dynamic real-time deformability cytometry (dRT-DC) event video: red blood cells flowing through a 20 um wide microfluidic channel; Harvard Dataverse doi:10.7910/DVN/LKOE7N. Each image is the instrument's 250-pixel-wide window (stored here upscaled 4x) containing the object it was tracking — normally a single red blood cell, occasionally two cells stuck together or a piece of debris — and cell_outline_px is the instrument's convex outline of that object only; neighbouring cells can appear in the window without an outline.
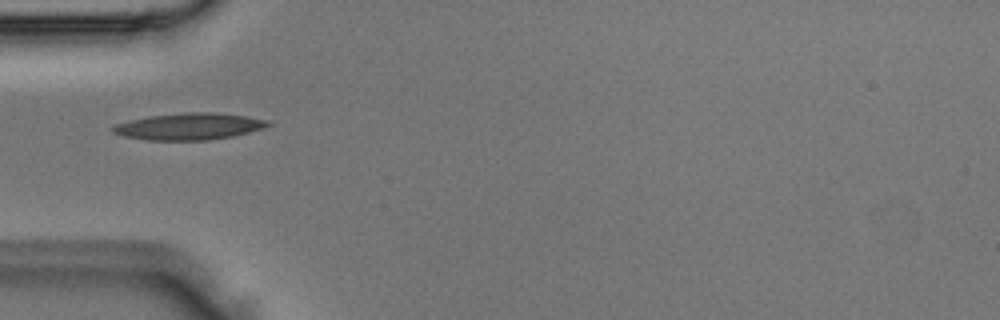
{"species": "Egyptian fruit bat (a non-hibernating species)", "species_latin": "Rousettus aegyptiacus", "temperature_condition": "room temperature", "stored_images_in_passage": 3, "camera_frame_rate_fps": 3000, "um_per_image_px": 0.085, "animal": {"sex": "male"}, "frame": {"image": 1, "passage_image": 2, "time_ms": 0.333, "image_size_px": [1000, 320], "cell_outline_px": [[272, 124], [264, 128], [232, 136], [208, 140], [148, 140], [124, 136], [112, 132], [112, 128], [116, 124], [128, 120], [148, 116], [184, 112], [212, 112], [244, 116], [268, 120]], "centroid_in_image_um": [16.06, 10.74], "position_along_channel_um": 68.9, "area_um2": 24.04}}
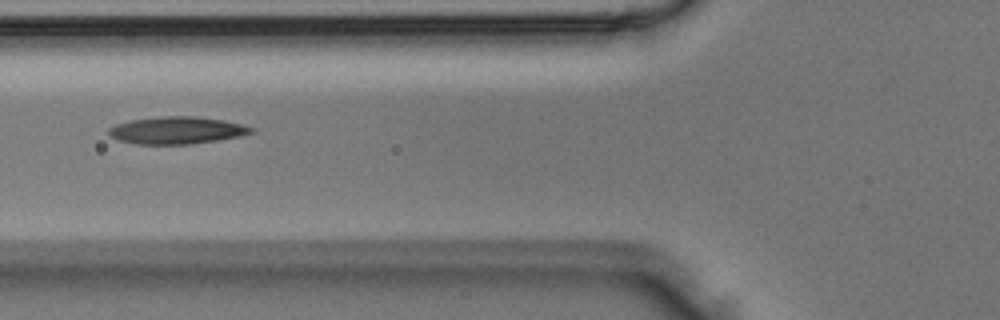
{"frame": {"image": 2, "passage_image": 3, "time_ms": 0.667, "image_size_px": [1000, 320], "cell_outline_px": [[256, 132], [240, 136], [192, 144], [136, 144], [116, 140], [108, 132], [108, 128], [116, 124], [128, 120], [160, 116], [192, 116], [224, 120], [244, 124], [256, 128]], "centroid_in_image_um": [15.05, 11.07], "position_along_channel_um": 110.7, "area_um2": 22.89}}